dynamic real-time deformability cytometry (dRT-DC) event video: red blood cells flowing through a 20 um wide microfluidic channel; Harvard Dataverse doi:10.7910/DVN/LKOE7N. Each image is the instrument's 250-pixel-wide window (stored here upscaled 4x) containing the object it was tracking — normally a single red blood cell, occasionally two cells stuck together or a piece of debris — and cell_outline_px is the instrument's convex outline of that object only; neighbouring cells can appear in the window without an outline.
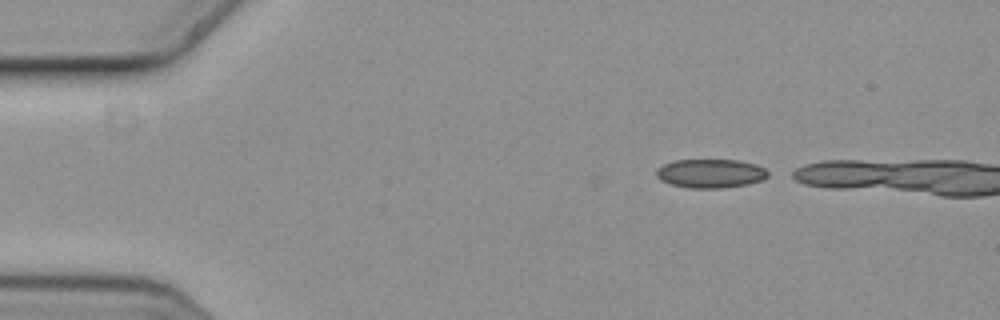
{"species": "common noctule bat (a hibernating species)", "species_latin": "Nyctalus noctula", "temperature_condition": "cold", "stored_images_in_passage": 2, "camera_frame_rate_fps": 3000, "um_per_image_px": 0.085, "animal": {"sex": "female", "body_mass_g": 19.3, "forearm_length_mm": 54.1}, "frame": {"image": 1, "passage_image": 1, "time_ms": 0.0, "image_size_px": [1000, 320], "cell_outline_px": [[768, 176], [760, 180], [748, 184], [720, 188], [692, 188], [672, 184], [660, 180], [656, 176], [656, 172], [664, 164], [676, 160], [740, 160], [756, 164], [764, 168], [768, 172]], "centroid_in_image_um": [60.41, 14.74], "position_along_channel_um": 24.6, "area_um2": 18.55}}